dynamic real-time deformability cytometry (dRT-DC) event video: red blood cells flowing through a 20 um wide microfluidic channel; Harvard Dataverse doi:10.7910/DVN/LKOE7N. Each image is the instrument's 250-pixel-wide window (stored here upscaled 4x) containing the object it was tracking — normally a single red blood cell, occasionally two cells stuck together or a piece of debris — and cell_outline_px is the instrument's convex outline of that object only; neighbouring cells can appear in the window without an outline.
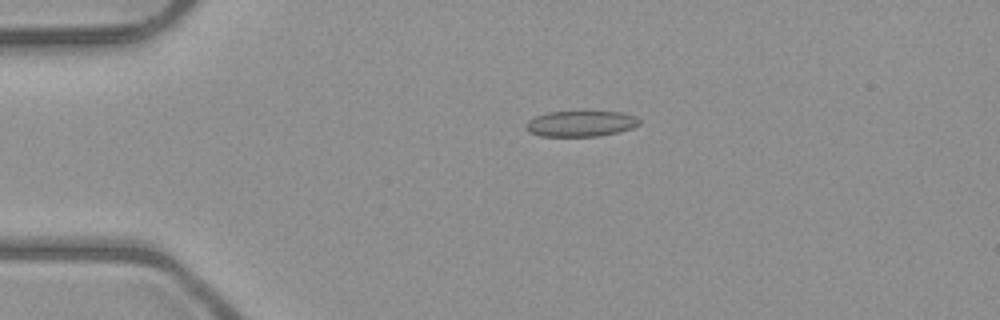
{"species": "common noctule bat (a hibernating species)", "species_latin": "Nyctalus noctula", "temperature_condition": "room temperature", "stored_images_in_passage": 5, "camera_frame_rate_fps": 3000, "um_per_image_px": 0.085, "animal": {"sex": "male", "body_mass_g": 23.1, "forearm_length_mm": 52.7}, "frame": {"image": 1, "passage_image": 4, "time_ms": 3.333, "image_size_px": [1000, 320], "cell_outline_px": [[640, 124], [632, 128], [616, 132], [596, 136], [540, 136], [528, 132], [524, 124], [528, 120], [536, 116], [548, 112], [588, 108], [624, 112], [636, 116], [640, 120]], "centroid_in_image_um": [49.38, 10.44], "position_along_channel_um": 35.6, "area_um2": 18.09}}